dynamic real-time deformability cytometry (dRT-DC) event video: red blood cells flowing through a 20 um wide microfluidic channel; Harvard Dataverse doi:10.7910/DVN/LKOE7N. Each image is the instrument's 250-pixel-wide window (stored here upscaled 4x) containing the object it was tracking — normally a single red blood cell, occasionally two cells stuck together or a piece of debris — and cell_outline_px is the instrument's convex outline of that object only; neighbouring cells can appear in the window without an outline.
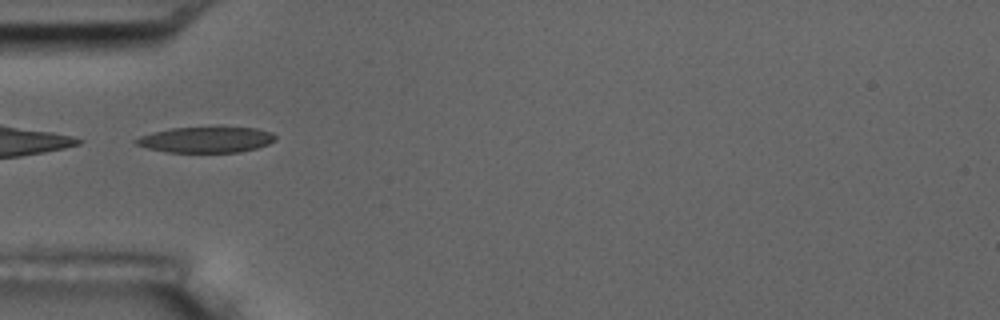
{"species": "common noctule bat (a hibernating species)", "species_latin": "Nyctalus noctula", "temperature_condition": "room temperature", "stored_images_in_passage": 37, "camera_frame_rate_fps": 3000, "um_per_image_px": 0.085, "animal": {"sex": "male", "body_mass_g": 17.5, "forearm_length_mm": 52.3}, "frame": {"image": 1, "passage_image": 1, "time_ms": 0.0, "image_size_px": [1000, 320], "cell_outline_px": [[276, 140], [268, 144], [256, 148], [240, 152], [168, 152], [148, 148], [136, 144], [132, 140], [140, 136], [152, 132], [172, 128], [256, 128], [272, 132], [276, 136]], "centroid_in_image_um": [17.52, 11.88], "position_along_channel_um": 67.5, "area_um2": 20.75}}
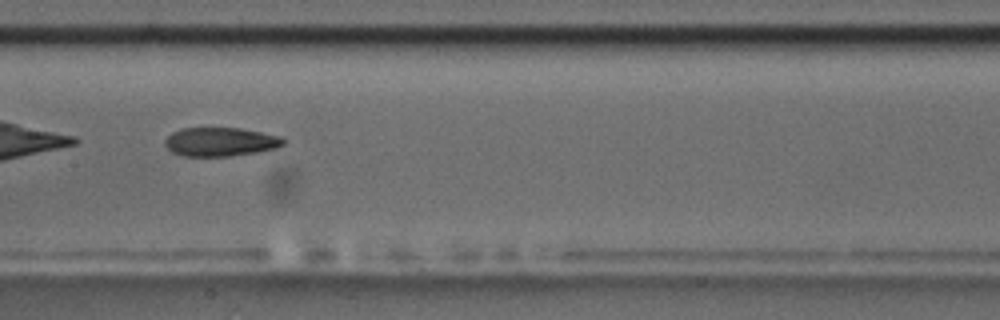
{"frame": {"image": 2, "passage_image": 11, "time_ms": 3.333, "image_size_px": [1000, 320], "cell_outline_px": [[284, 144], [276, 148], [256, 152], [228, 156], [180, 156], [172, 152], [164, 144], [164, 140], [172, 132], [180, 128], [240, 128], [280, 136], [284, 140]], "centroid_in_image_um": [18.69, 12.05], "position_along_channel_um": 188.7, "area_um2": 19.83}, "authors_computed_cell_mechanics": {"area_um2": 20.7502, "velocity_mm_per_s": 3.6468, "shape_relaxation_time_tau1_ms": null, "shape_relaxation_time_tau2_ms": 4.9874, "deformation_change_tau1": null, "deformation_change_tau2": 0.1343}}